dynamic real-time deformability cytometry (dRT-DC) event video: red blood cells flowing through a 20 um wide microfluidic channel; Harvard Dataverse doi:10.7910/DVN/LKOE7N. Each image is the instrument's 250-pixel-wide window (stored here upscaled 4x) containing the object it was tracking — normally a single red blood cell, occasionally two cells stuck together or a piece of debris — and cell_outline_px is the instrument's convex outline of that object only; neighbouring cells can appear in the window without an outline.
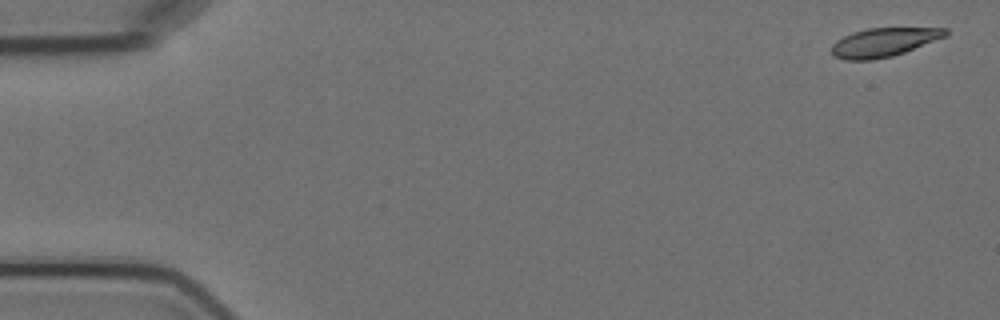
{"species": "Egyptian fruit bat (a non-hibernating species)", "species_latin": "Rousettus aegyptiacus", "temperature_condition": "cold", "stored_images_in_passage": 11, "camera_frame_rate_fps": 3000, "um_per_image_px": 0.085, "animal": {"sex": "female"}, "frame": {"image": 1, "passage_image": 1, "time_ms": 0.0, "image_size_px": [1000, 320], "cell_outline_px": [[948, 36], [904, 52], [892, 56], [872, 60], [844, 60], [832, 56], [832, 44], [836, 40], [852, 32], [868, 28], [948, 28]], "centroid_in_image_um": [75.11, 3.59], "position_along_channel_um": 9.9, "area_um2": 19.19}}
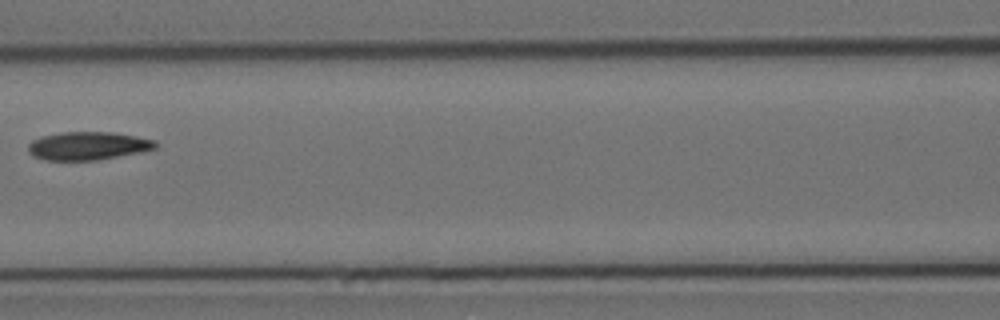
{"frame": {"image": 2, "passage_image": 7, "time_ms": 8.0, "image_size_px": [1000, 320], "cell_outline_px": [[156, 148], [140, 152], [96, 160], [44, 160], [32, 156], [28, 152], [28, 144], [32, 140], [40, 136], [60, 132], [112, 132], [136, 136], [156, 140]], "centroid_in_image_um": [7.43, 12.39], "position_along_channel_um": 159.2, "area_um2": 20.98}}
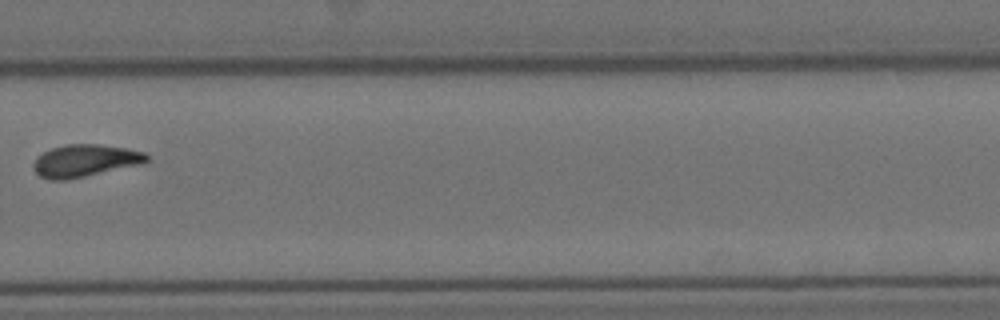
{"frame": {"image": 3, "passage_image": 11, "time_ms": 12.667, "image_size_px": [1000, 320], "cell_outline_px": [[148, 160], [144, 164], [64, 180], [48, 180], [40, 176], [32, 168], [32, 164], [36, 156], [52, 148], [64, 144], [100, 144], [128, 148], [144, 152], [148, 156]], "centroid_in_image_um": [7.22, 13.65], "position_along_channel_um": 322.6, "area_um2": 21.5}}